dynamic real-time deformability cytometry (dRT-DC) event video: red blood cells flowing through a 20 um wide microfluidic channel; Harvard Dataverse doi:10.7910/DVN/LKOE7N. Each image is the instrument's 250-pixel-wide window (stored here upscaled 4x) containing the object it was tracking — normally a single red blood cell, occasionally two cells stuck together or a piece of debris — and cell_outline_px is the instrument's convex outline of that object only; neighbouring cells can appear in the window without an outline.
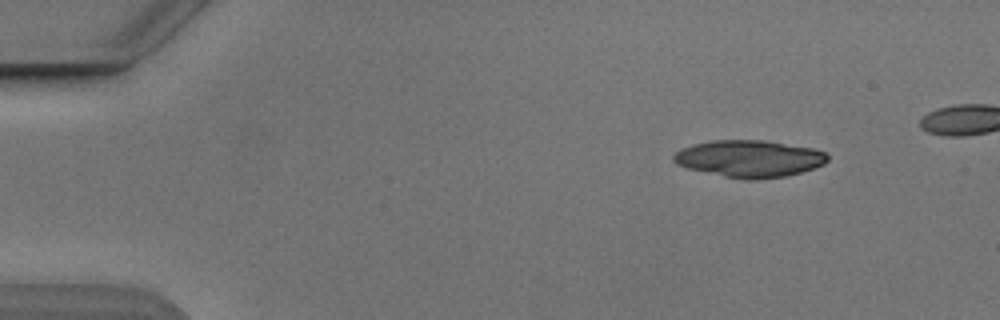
{"species": "Egyptian fruit bat (a non-hibernating species)", "species_latin": "Rousettus aegyptiacus", "temperature_condition": "cold", "stored_images_in_passage": 4, "segment_of_instrument_passage": [1, 2], "camera_frame_rate_fps": 3000, "um_per_image_px": 0.085, "animal": {"sex": "male"}, "frame": {"image": 1, "passage_image": 1, "time_ms": 0.0, "image_size_px": [1000, 320], "cell_outline_px": [[828, 160], [824, 164], [800, 172], [784, 176], [748, 180], [688, 168], [676, 164], [672, 160], [672, 156], [680, 148], [692, 144], [712, 140], [764, 140], [812, 148], [824, 152], [828, 156]], "centroid_in_image_um": [63.66, 13.46], "position_along_channel_um": 21.3, "area_um2": 32.77}}